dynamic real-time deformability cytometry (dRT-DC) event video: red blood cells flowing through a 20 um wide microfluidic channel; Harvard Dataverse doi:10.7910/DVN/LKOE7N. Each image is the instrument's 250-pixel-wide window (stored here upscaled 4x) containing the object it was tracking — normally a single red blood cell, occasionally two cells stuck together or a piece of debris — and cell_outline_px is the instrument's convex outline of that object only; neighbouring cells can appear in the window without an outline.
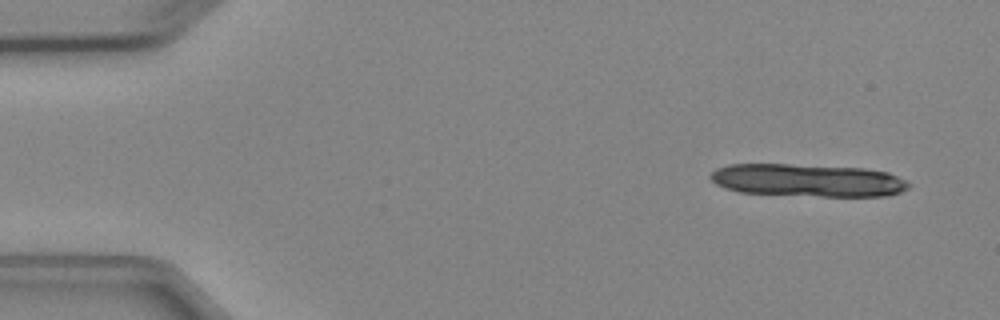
{"species": "Egyptian fruit bat (a non-hibernating species)", "species_latin": "Rousettus aegyptiacus", "temperature_condition": "cold", "stored_images_in_passage": 4, "camera_frame_rate_fps": 3000, "um_per_image_px": 0.085, "animal": {"sex": "female"}, "frame": {"image": 1, "passage_image": 1, "time_ms": 0.0, "image_size_px": [1000, 320], "cell_outline_px": [[912, 184], [908, 188], [900, 192], [888, 196], [820, 196], [740, 192], [724, 188], [716, 184], [708, 176], [716, 168], [728, 164], [788, 164], [864, 168], [888, 172]], "centroid_in_image_um": [68.64, 15.32], "position_along_channel_um": 16.4, "area_um2": 37.8}}